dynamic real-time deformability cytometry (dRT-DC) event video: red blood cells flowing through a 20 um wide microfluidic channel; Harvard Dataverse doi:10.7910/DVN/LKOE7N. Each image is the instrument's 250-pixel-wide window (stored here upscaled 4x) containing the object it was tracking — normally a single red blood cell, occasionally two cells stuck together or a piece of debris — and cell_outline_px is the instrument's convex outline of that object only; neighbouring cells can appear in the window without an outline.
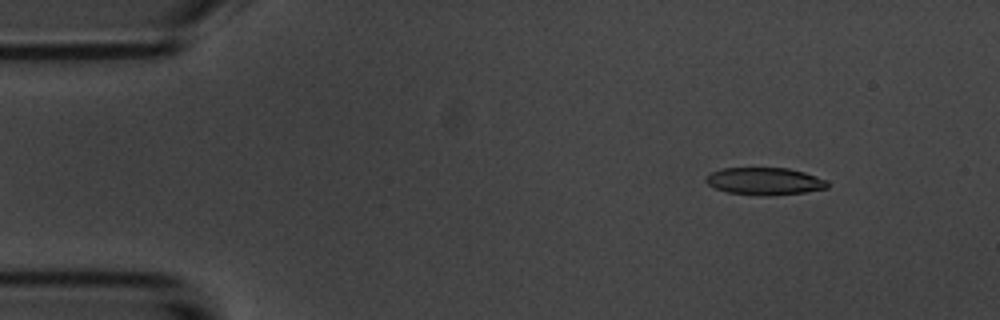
{"species": "common noctule bat (a hibernating species)", "species_latin": "Nyctalus noctula", "temperature_condition": "room temperature", "stored_images_in_passage": 5, "camera_frame_rate_fps": 3000, "um_per_image_px": 0.085, "animal": {"sex": "male", "body_mass_g": 20.1, "forearm_length_mm": 53.5}, "frame": {"image": 1, "passage_image": 2, "time_ms": 1.333, "image_size_px": [1000, 320], "cell_outline_px": [[828, 188], [804, 192], [768, 196], [728, 192], [716, 188], [708, 184], [704, 180], [712, 172], [724, 168], [788, 168], [804, 172], [828, 180]], "centroid_in_image_um": [65.03, 15.4], "position_along_channel_um": 20.0, "area_um2": 19.19}}
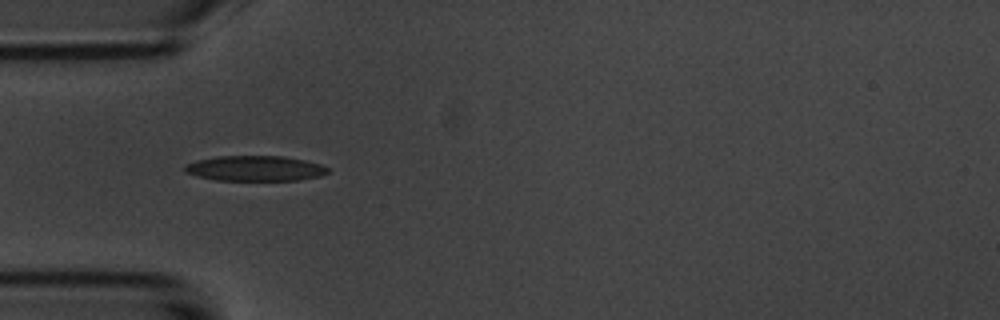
{"frame": {"image": 2, "passage_image": 4, "time_ms": 4.667, "image_size_px": [1000, 320], "cell_outline_px": [[328, 172], [320, 176], [296, 180], [216, 180], [196, 176], [184, 172], [184, 164], [196, 160], [216, 156], [284, 156], [304, 160], [320, 164], [328, 168]], "centroid_in_image_um": [21.62, 14.31], "position_along_channel_um": 63.4, "area_um2": 21.1}}